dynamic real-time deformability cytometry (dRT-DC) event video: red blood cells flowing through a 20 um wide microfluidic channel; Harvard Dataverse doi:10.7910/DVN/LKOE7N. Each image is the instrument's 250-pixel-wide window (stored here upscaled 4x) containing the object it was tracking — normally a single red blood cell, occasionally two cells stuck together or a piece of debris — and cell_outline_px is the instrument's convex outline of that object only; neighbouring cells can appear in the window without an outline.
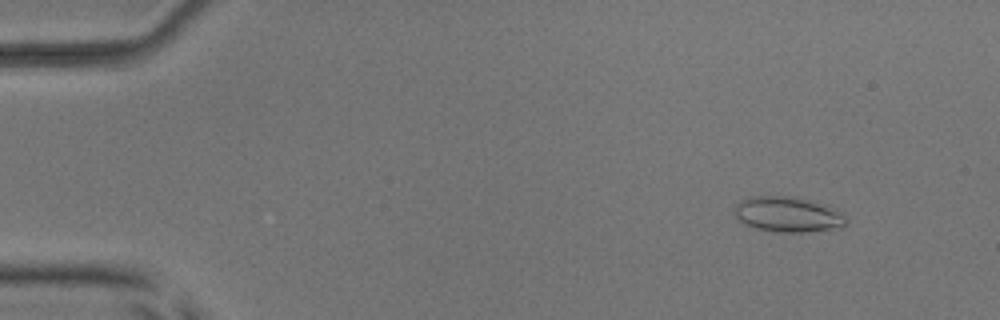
{"species": "common noctule bat (a hibernating species)", "species_latin": "Nyctalus noctula", "temperature_condition": "room temperature", "stored_images_in_passage": 5, "camera_frame_rate_fps": 3000, "um_per_image_px": 0.085, "animal": {"sex": "male", "body_mass_g": 17.9, "forearm_length_mm": 54.2}, "frame": {"image": 1, "passage_image": 2, "time_ms": 1.0, "image_size_px": [1000, 320], "cell_outline_px": [[848, 220], [840, 228], [808, 232], [772, 232], [756, 228], [744, 224], [736, 216], [736, 204], [752, 196], [796, 196], [828, 204], [844, 212]], "centroid_in_image_um": [67.07, 18.22], "position_along_channel_um": 17.9, "area_um2": 23.41}}